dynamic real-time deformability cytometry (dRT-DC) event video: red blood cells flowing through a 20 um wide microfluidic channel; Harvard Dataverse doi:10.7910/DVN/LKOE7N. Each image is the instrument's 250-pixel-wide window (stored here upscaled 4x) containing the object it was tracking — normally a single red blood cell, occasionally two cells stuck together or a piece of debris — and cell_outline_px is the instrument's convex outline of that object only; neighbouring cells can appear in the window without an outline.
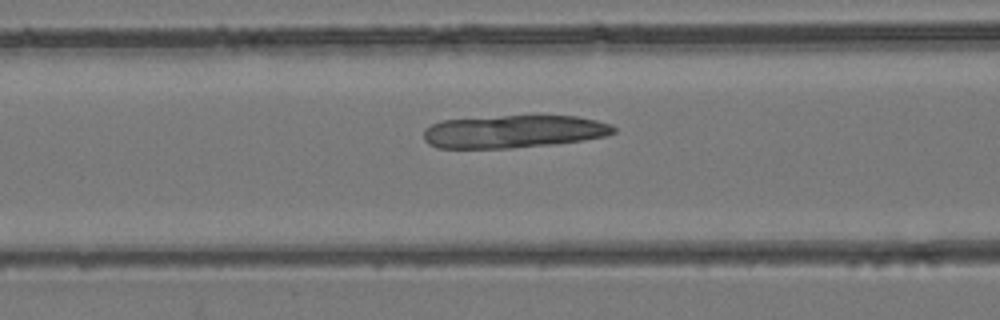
{"species": "common noctule bat (a hibernating species)", "species_latin": "Nyctalus noctula", "temperature_condition": "room temperature", "stored_images_in_passage": 34, "camera_frame_rate_fps": 3000, "um_per_image_px": 0.085, "animal": {"sex": "female", "body_mass_g": 24.6, "forearm_length_mm": 56.2}, "frame": {"image": 1, "passage_image": 9, "time_ms": 2.667, "image_size_px": [1000, 320], "cell_outline_px": [[616, 132], [608, 136], [584, 140], [552, 144], [512, 148], [436, 148], [428, 144], [424, 140], [424, 128], [432, 124], [444, 120], [500, 116], [576, 116], [596, 120], [612, 124], [616, 128]], "centroid_in_image_um": [43.68, 11.18], "position_along_channel_um": 122.9, "area_um2": 36.41}}
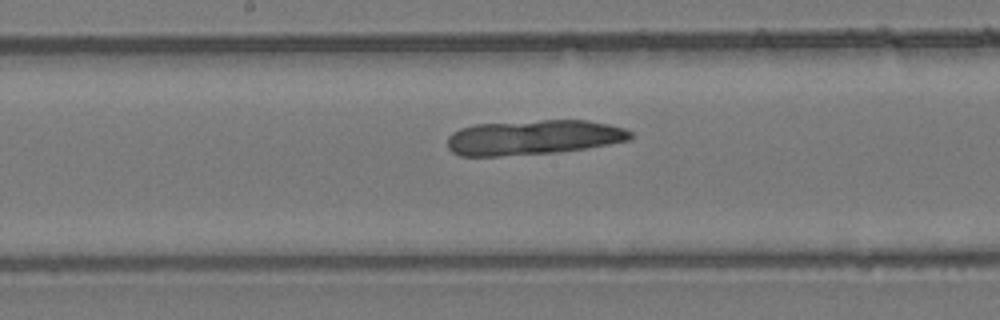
{"frame": {"image": 2, "passage_image": 14, "time_ms": 4.333, "image_size_px": [1000, 320], "cell_outline_px": [[632, 140], [584, 148], [556, 152], [500, 156], [460, 156], [452, 152], [448, 148], [448, 136], [452, 132], [460, 128], [476, 124], [540, 120], [588, 120], [608, 124], [624, 128], [632, 132]], "centroid_in_image_um": [45.33, 11.67], "position_along_channel_um": 202.9, "area_um2": 37.22}}
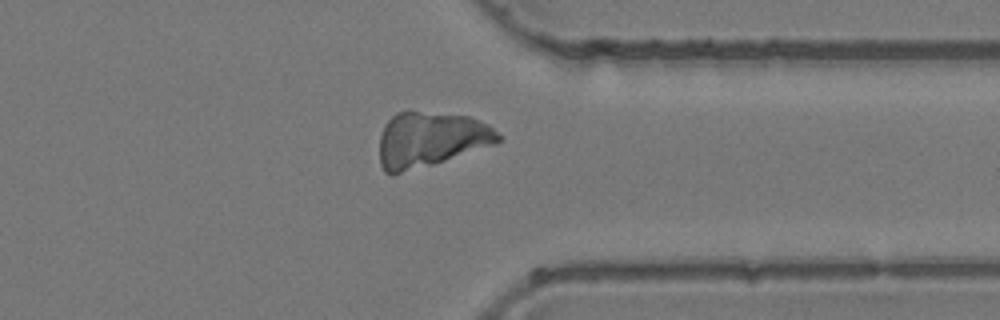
{"frame": {"image": 3, "passage_image": 25, "time_ms": 8.0, "image_size_px": [1000, 320], "cell_outline_px": [[504, 140], [496, 144], [432, 164], [392, 176], [384, 172], [380, 164], [380, 136], [384, 124], [396, 112], [416, 112], [468, 116], [488, 124]], "centroid_in_image_um": [36.57, 11.87], "position_along_channel_um": 374.8, "area_um2": 37.86}}